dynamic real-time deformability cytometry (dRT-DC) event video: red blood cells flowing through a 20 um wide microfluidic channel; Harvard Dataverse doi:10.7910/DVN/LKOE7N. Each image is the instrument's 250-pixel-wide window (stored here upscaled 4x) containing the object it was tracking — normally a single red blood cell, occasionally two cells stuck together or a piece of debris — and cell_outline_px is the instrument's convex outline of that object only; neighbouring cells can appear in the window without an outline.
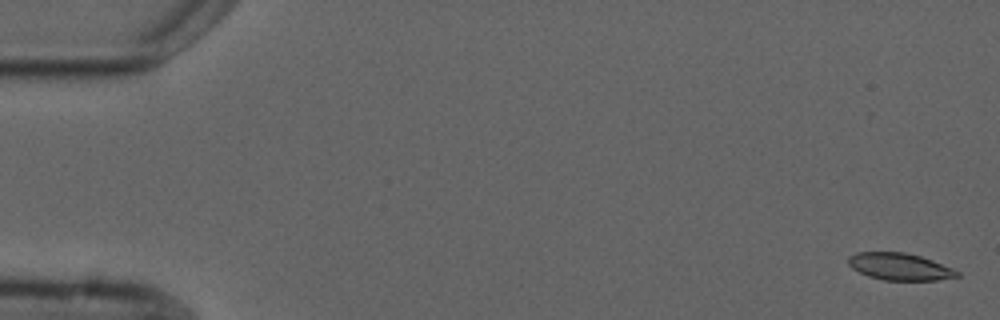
{"species": "common noctule bat (a hibernating species)", "species_latin": "Nyctalus noctula", "temperature_condition": "cold", "stored_images_in_passage": 3, "camera_frame_rate_fps": 3000, "um_per_image_px": 0.085, "animal": {"sex": "male", "forearm_length_mm": 52.5}, "frame": {"image": 1, "passage_image": 1, "time_ms": 0.0, "image_size_px": [1000, 320], "cell_outline_px": [[960, 276], [936, 280], [884, 280], [868, 276], [852, 268], [848, 264], [848, 256], [856, 252], [904, 252], [920, 256], [932, 260], [952, 268], [960, 272]], "centroid_in_image_um": [76.46, 22.66], "position_along_channel_um": 8.5, "area_um2": 17.11}}